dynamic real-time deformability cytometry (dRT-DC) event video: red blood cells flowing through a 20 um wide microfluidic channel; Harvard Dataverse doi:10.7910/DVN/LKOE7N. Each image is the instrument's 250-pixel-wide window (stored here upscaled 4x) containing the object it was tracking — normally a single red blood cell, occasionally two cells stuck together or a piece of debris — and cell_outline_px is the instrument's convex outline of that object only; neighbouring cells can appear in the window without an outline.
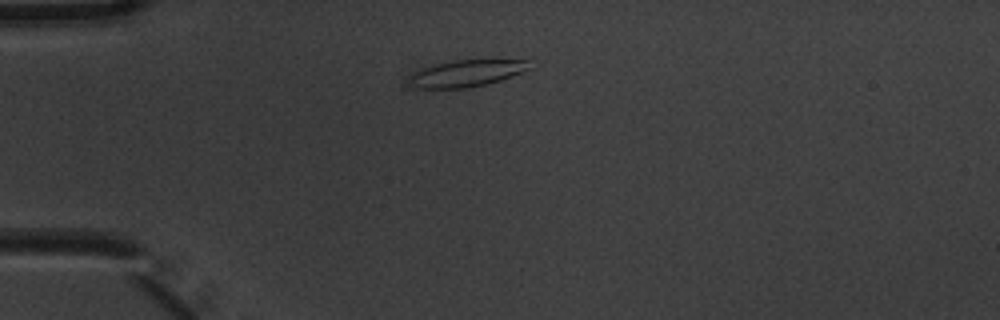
{"species": "common noctule bat (a hibernating species)", "species_latin": "Nyctalus noctula", "temperature_condition": "warm", "stored_images_in_passage": 4, "camera_frame_rate_fps": 3000, "um_per_image_px": 0.085, "animal": {"sex": "male", "body_mass_g": 20.1, "forearm_length_mm": 53.5}, "frame": {"image": 1, "passage_image": 1, "time_ms": 0.0, "image_size_px": [1000, 320], "cell_outline_px": [[532, 68], [512, 76], [488, 84], [468, 88], [416, 88], [412, 84], [412, 76], [420, 68], [448, 60], [528, 60]], "centroid_in_image_um": [39.7, 6.22], "position_along_channel_um": 45.3, "area_um2": 18.61}}
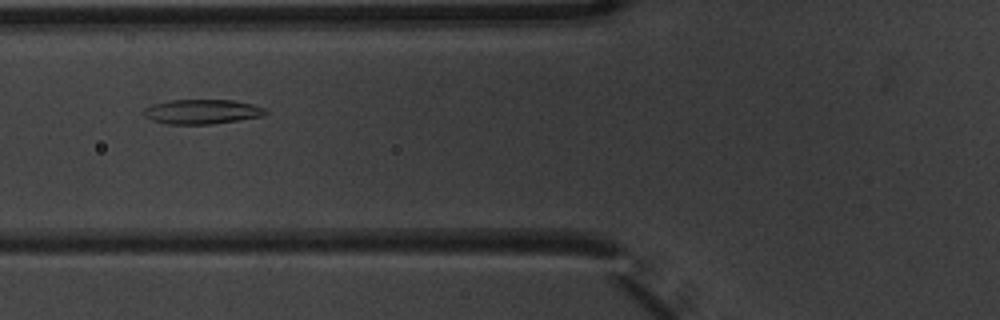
{"frame": {"image": 2, "passage_image": 3, "time_ms": 0.667, "image_size_px": [1000, 320], "cell_outline_px": [[268, 112], [264, 116], [212, 124], [168, 124], [152, 120], [144, 116], [144, 108], [152, 104], [172, 100], [232, 100], [252, 104], [264, 108]], "centroid_in_image_um": [17.17, 9.49], "position_along_channel_um": 108.6, "area_um2": 17.4}}
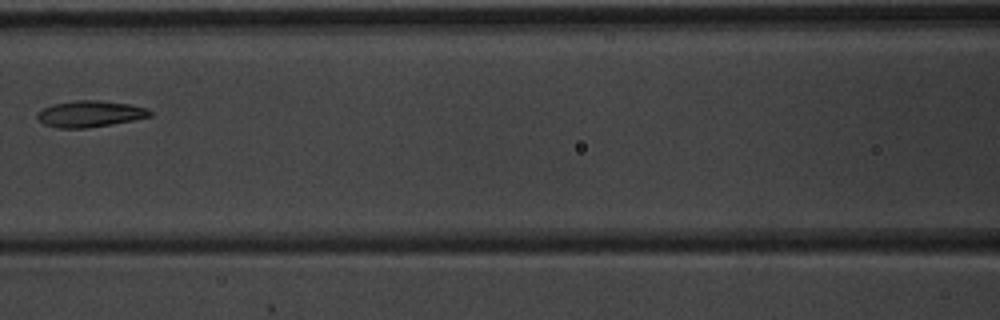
{"frame": {"image": 3, "passage_image": 4, "time_ms": 1.0, "image_size_px": [1000, 320], "cell_outline_px": [[152, 116], [112, 124], [88, 128], [56, 128], [44, 124], [36, 116], [36, 112], [44, 108], [56, 104], [76, 100], [100, 100], [128, 104], [148, 108], [152, 112]], "centroid_in_image_um": [7.66, 9.68], "position_along_channel_um": 158.9, "area_um2": 17.22}}